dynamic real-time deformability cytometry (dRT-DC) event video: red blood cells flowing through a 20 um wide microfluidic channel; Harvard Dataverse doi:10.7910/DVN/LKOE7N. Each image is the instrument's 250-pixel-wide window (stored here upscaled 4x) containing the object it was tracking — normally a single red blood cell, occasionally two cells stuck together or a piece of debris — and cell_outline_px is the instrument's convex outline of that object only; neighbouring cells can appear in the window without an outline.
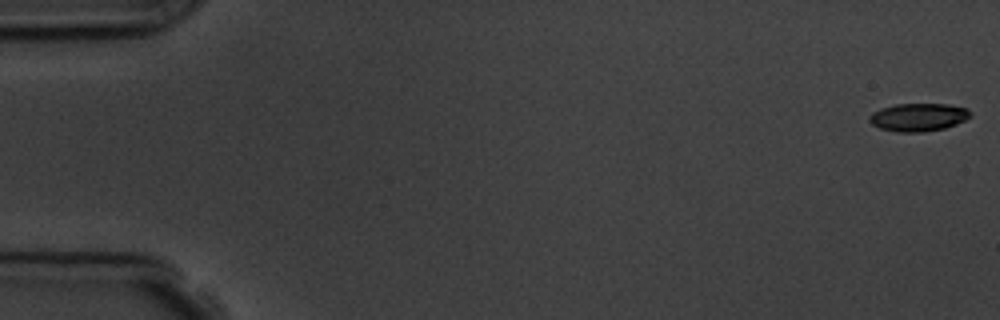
{"species": "common noctule bat (a hibernating species)", "species_latin": "Nyctalus noctula", "temperature_condition": "room temperature", "stored_images_in_passage": 3, "camera_frame_rate_fps": 3000, "um_per_image_px": 0.085, "animal": {"sex": "male", "body_mass_g": 19.5, "forearm_length_mm": 54.6}, "frame": {"image": 1, "passage_image": 1, "time_ms": 0.0, "image_size_px": [1000, 320], "cell_outline_px": [[972, 116], [956, 124], [944, 128], [924, 132], [896, 132], [880, 128], [872, 124], [868, 120], [868, 116], [872, 112], [880, 108], [896, 104], [948, 104], [968, 108], [972, 112]], "centroid_in_image_um": [78.06, 9.96], "position_along_channel_um": 6.9, "area_um2": 16.65}}